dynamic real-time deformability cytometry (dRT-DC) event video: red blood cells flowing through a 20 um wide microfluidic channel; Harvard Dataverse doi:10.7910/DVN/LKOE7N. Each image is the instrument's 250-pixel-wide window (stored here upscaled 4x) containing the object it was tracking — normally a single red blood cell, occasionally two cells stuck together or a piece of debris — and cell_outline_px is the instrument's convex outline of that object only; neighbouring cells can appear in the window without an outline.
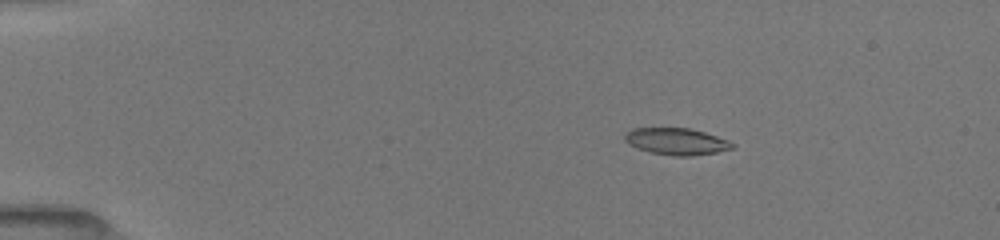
{"species": "common noctule bat (a hibernating species)", "species_latin": "Nyctalus noctula", "temperature_condition": "room temperature", "stored_images_in_passage": 8, "camera_frame_rate_fps": 3000, "um_per_image_px": 0.085, "animal": {"sex": "female", "body_mass_g": 19.5, "forearm_length_mm": 54.1}, "frame": {"image": 1, "passage_image": 4, "time_ms": 3.0, "image_size_px": [1000, 240], "cell_outline_px": [[736, 144], [732, 148], [716, 152], [692, 156], [676, 156], [652, 152], [628, 144], [624, 140], [624, 136], [632, 128], [688, 128], [704, 132], [728, 140]], "centroid_in_image_um": [57.51, 12.02], "position_along_channel_um": 27.5, "area_um2": 16.53}}
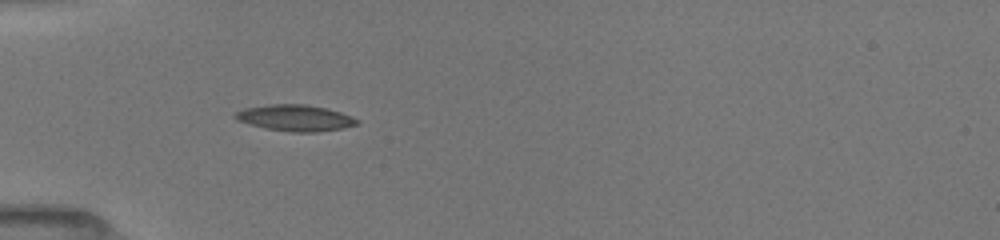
{"frame": {"image": 2, "passage_image": 7, "time_ms": 5.667, "image_size_px": [1000, 240], "cell_outline_px": [[360, 124], [344, 128], [316, 132], [292, 132], [264, 128], [236, 120], [232, 116], [236, 112], [244, 108], [268, 104], [308, 104], [328, 108], [352, 116], [360, 120]], "centroid_in_image_um": [25.12, 10.02], "position_along_channel_um": 59.9, "area_um2": 18.9}}